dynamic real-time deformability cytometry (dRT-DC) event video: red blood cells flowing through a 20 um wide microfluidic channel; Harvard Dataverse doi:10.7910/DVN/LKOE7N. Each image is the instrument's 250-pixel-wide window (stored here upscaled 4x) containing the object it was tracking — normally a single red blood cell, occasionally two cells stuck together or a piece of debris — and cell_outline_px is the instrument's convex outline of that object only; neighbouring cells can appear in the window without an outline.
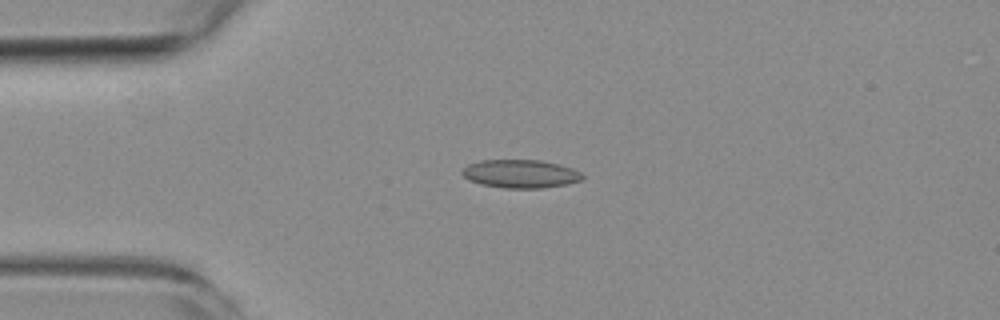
{"species": "common noctule bat (a hibernating species)", "species_latin": "Nyctalus noctula", "temperature_condition": "room temperature", "stored_images_in_passage": 3, "camera_frame_rate_fps": 3000, "um_per_image_px": 0.085, "animal": {"sex": "female", "body_mass_g": 19.3, "forearm_length_mm": 54.1}, "frame": {"image": 1, "passage_image": 2, "time_ms": 1.333, "image_size_px": [1000, 320], "cell_outline_px": [[584, 176], [580, 180], [568, 184], [544, 188], [504, 188], [480, 184], [468, 180], [460, 172], [468, 164], [480, 160], [540, 160], [560, 164], [572, 168], [580, 172]], "centroid_in_image_um": [44.23, 14.77], "position_along_channel_um": 40.8, "area_um2": 19.94}}